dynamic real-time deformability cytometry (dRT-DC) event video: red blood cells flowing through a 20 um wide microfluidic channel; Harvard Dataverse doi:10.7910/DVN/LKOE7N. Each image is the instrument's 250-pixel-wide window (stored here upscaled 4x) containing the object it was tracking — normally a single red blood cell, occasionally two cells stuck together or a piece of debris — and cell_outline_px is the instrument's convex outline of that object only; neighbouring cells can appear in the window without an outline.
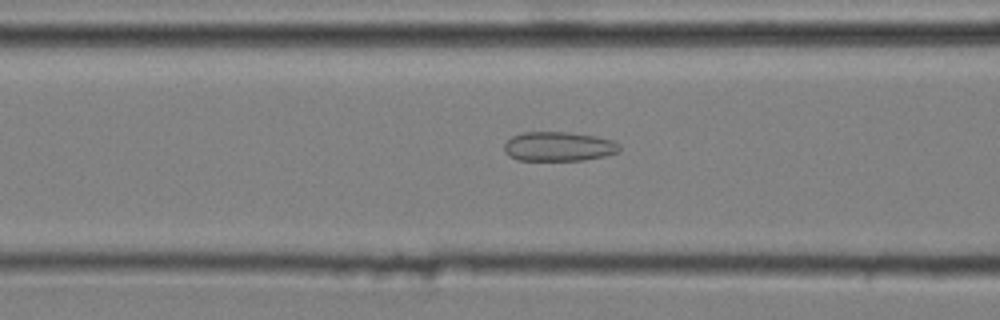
{"species": "common noctule bat (a hibernating species)", "species_latin": "Nyctalus noctula", "temperature_condition": "cold", "stored_images_in_passage": 34, "camera_frame_rate_fps": 3000, "um_per_image_px": 0.085, "animal": {"sex": "male", "body_mass_g": 20.4}, "frame": {"image": 1, "passage_image": 13, "time_ms": 4.0, "image_size_px": [1000, 320], "cell_outline_px": [[620, 152], [604, 156], [584, 160], [516, 160], [508, 156], [504, 152], [504, 144], [512, 136], [524, 132], [568, 132], [596, 136], [612, 140], [620, 144]], "centroid_in_image_um": [47.48, 12.45], "position_along_channel_um": 119.1, "area_um2": 19.88}}